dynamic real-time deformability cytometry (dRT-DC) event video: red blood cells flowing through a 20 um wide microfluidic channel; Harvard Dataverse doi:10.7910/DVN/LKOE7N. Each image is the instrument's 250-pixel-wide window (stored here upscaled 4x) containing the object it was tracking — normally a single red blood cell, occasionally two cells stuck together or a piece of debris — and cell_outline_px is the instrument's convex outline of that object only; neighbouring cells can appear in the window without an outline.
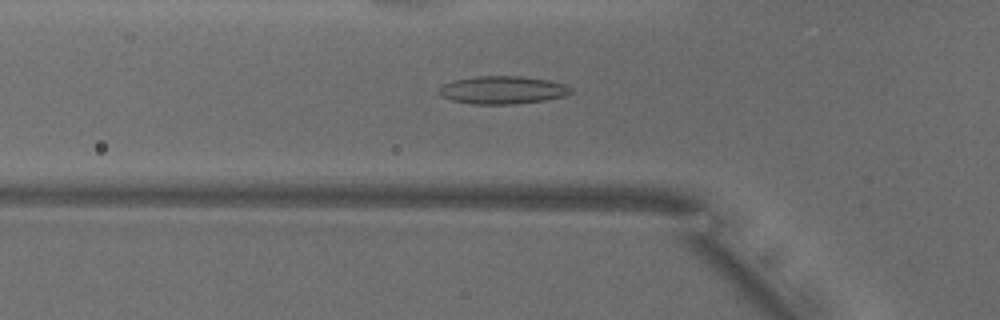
{"species": "common noctule bat (a hibernating species)", "species_latin": "Nyctalus noctula", "temperature_condition": "warm", "stored_images_in_passage": 46, "camera_frame_rate_fps": 3000, "um_per_image_px": 0.085, "animal": {"sex": "male", "body_mass_g": 18.8}, "frame": {"image": 1, "passage_image": 16, "time_ms": 5.0, "image_size_px": [1000, 320], "cell_outline_px": [[572, 92], [564, 96], [544, 100], [512, 104], [472, 104], [452, 100], [440, 96], [436, 92], [444, 84], [456, 80], [476, 76], [520, 76], [548, 80], [564, 84], [572, 88]], "centroid_in_image_um": [42.7, 7.65], "position_along_channel_um": 83.1, "area_um2": 21.33}}
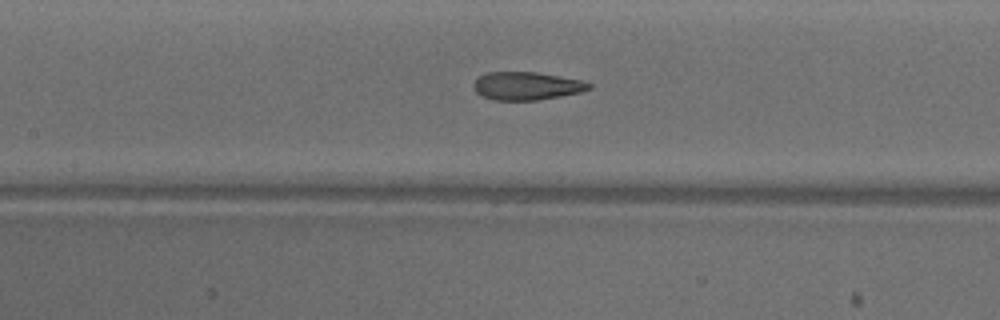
{"frame": {"image": 2, "passage_image": 22, "time_ms": 7.0, "image_size_px": [1000, 320], "cell_outline_px": [[592, 88], [580, 92], [560, 96], [536, 100], [492, 100], [476, 92], [472, 88], [472, 84], [480, 76], [488, 72], [536, 72], [580, 80], [592, 84]], "centroid_in_image_um": [44.74, 7.3], "position_along_channel_um": 162.7, "area_um2": 18.73}}
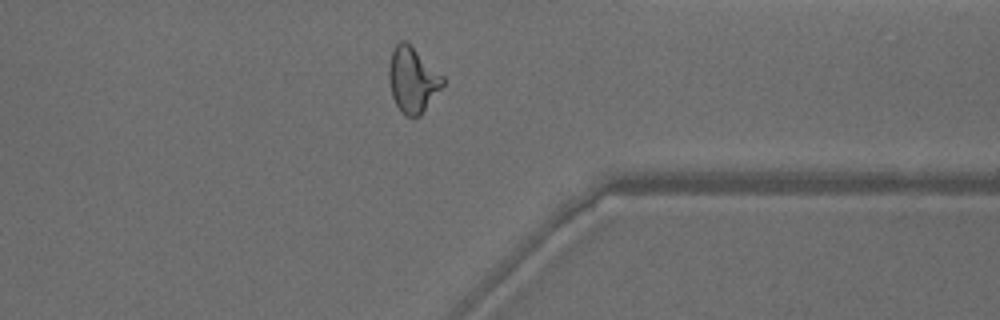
{"frame": {"image": 3, "passage_image": 39, "time_ms": 12.667, "image_size_px": [1000, 320], "cell_outline_px": [[444, 84], [420, 116], [404, 116], [400, 112], [392, 96], [388, 76], [388, 64], [392, 48], [400, 40], [404, 40], [444, 76]], "centroid_in_image_um": [35.04, 6.79], "position_along_channel_um": 376.4, "area_um2": 20.46}, "authors_computed_cell_mechanics": {"area_um2": 20.2011, "velocity_mm_per_s": 3.9196, "shape_relaxation_time_tau1_ms": null, "shape_relaxation_time_tau2_ms": 1.6977, "deformation_change_tau1": null, "deformation_change_tau2": 0.1081}}